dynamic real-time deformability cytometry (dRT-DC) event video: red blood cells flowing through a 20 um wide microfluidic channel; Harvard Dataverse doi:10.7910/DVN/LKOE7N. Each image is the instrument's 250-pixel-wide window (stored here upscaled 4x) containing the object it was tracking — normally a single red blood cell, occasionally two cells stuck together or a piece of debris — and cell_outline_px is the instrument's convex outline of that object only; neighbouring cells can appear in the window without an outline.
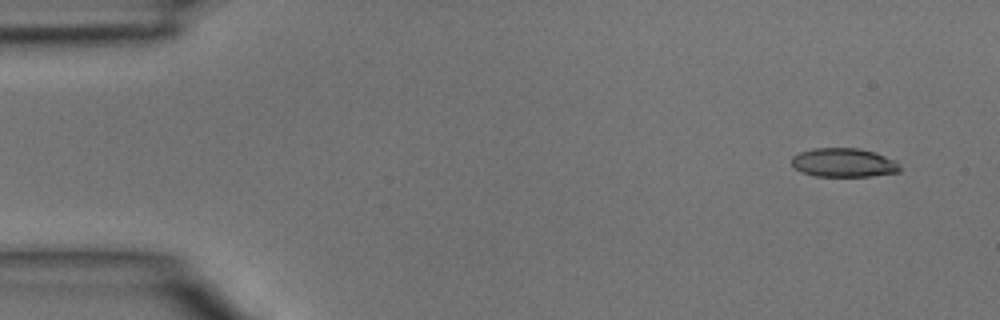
{"species": "common noctule bat (a hibernating species)", "species_latin": "Nyctalus noctula", "temperature_condition": "room temperature", "stored_images_in_passage": 4, "camera_frame_rate_fps": 3000, "um_per_image_px": 0.085, "animal": {"sex": "male", "body_mass_g": 15.6}, "frame": {"image": 1, "passage_image": 1, "time_ms": 0.0, "image_size_px": [1000, 320], "cell_outline_px": [[900, 172], [872, 176], [816, 176], [800, 172], [792, 164], [792, 156], [800, 152], [812, 148], [856, 148], [872, 152], [896, 160], [900, 164]], "centroid_in_image_um": [71.71, 13.83], "position_along_channel_um": 13.3, "area_um2": 18.21}}
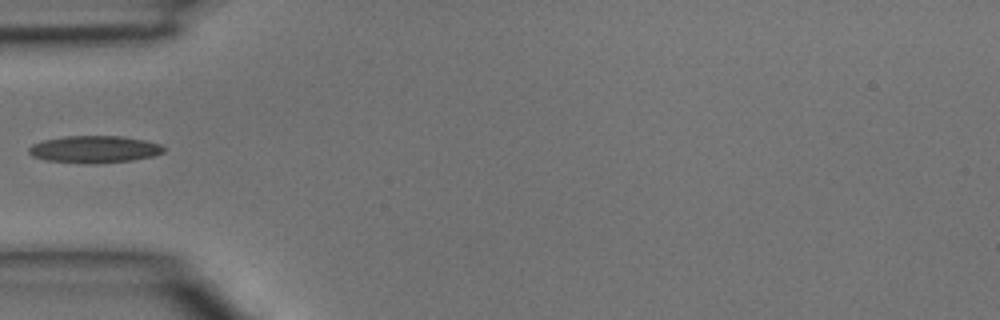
{"frame": {"image": 2, "passage_image": 4, "time_ms": 1.0, "image_size_px": [1000, 320], "cell_outline_px": [[164, 152], [152, 156], [132, 160], [96, 164], [92, 164], [44, 160], [32, 156], [28, 152], [28, 148], [32, 144], [44, 140], [68, 136], [120, 136], [144, 140], [160, 144], [164, 148]], "centroid_in_image_um": [8.0, 12.7], "position_along_channel_um": 77.0, "area_um2": 21.27}}